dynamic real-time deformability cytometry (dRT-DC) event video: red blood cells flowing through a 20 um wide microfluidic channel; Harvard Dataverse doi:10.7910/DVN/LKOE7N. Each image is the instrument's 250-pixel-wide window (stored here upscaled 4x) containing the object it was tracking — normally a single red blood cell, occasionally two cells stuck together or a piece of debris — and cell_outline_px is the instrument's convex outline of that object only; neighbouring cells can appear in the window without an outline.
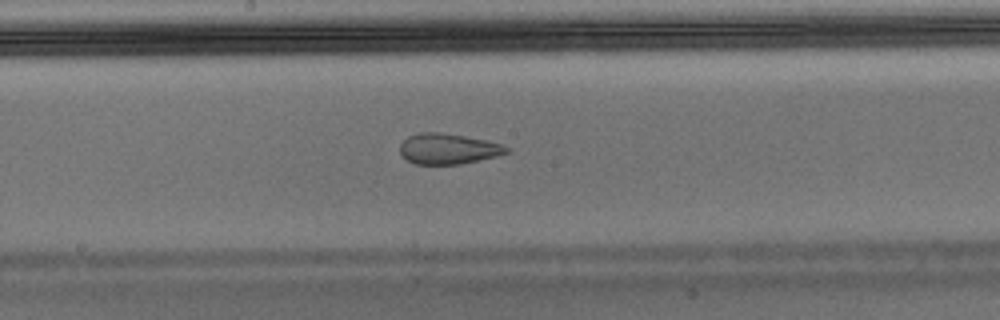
{"species": "Egyptian fruit bat (a non-hibernating species)", "species_latin": "Rousettus aegyptiacus", "temperature_condition": "warm", "stored_images_in_passage": 45, "camera_frame_rate_fps": 3000, "um_per_image_px": 0.085, "animal": {"sex": "male"}, "frame": {"image": 1, "passage_image": 24, "time_ms": 7.667, "image_size_px": [1000, 320], "cell_outline_px": [[508, 152], [496, 156], [460, 164], [416, 164], [408, 160], [400, 152], [400, 144], [408, 136], [420, 132], [440, 132], [464, 136], [484, 140], [500, 144], [508, 148]], "centroid_in_image_um": [38.05, 12.64], "position_along_channel_um": 210.1, "area_um2": 18.67}}
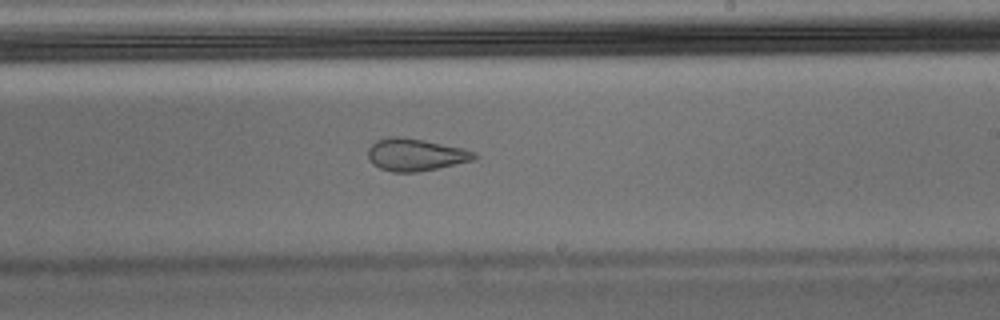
{"frame": {"image": 2, "passage_image": 27, "time_ms": 8.667, "image_size_px": [1000, 320], "cell_outline_px": [[480, 156], [476, 160], [416, 172], [392, 172], [380, 168], [372, 164], [368, 160], [368, 148], [376, 140], [388, 136], [400, 136], [424, 140], [464, 148], [476, 152]], "centroid_in_image_um": [35.33, 13.14], "position_along_channel_um": 253.7, "area_um2": 20.29}}
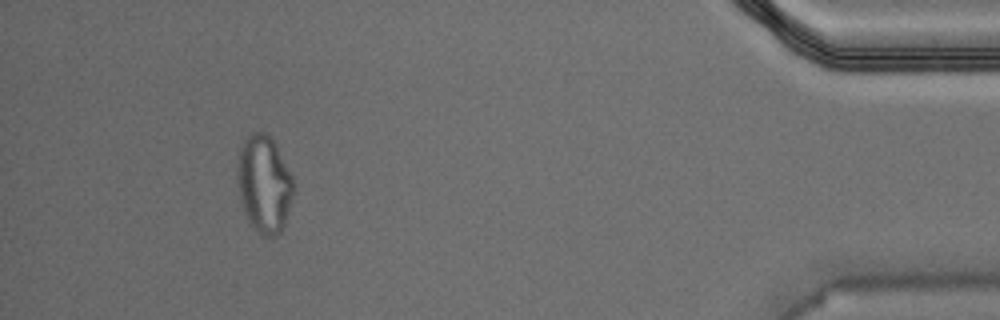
{"frame": {"image": 3, "passage_image": 42, "time_ms": 13.667, "image_size_px": [1000, 320], "cell_outline_px": [[292, 196], [284, 224], [280, 232], [276, 236], [264, 236], [248, 220], [244, 212], [240, 200], [236, 176], [236, 168], [240, 148], [244, 140], [252, 132], [264, 132], [276, 144], [292, 176]], "centroid_in_image_um": [22.42, 15.62], "position_along_channel_um": 412.8, "area_um2": 31.44}}